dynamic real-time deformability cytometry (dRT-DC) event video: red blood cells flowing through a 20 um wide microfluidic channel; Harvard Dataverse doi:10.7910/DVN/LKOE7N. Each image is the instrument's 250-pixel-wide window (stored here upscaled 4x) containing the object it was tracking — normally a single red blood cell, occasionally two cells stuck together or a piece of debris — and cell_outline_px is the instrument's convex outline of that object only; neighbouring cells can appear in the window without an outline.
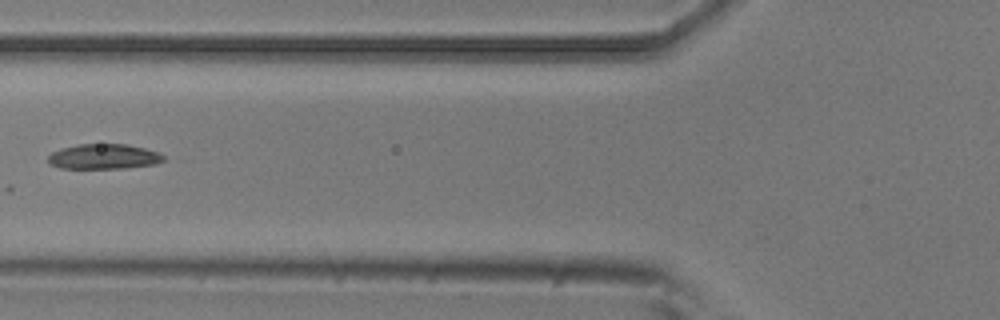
{"species": "common noctule bat (a hibernating species)", "species_latin": "Nyctalus noctula", "temperature_condition": "room temperature", "stored_images_in_passage": 8, "camera_frame_rate_fps": 3000, "um_per_image_px": 0.085, "animal": {"sex": "male", "body_mass_g": 20.5, "forearm_length_mm": 52.5}, "frame": {"image": 1, "passage_image": 7, "time_ms": 2.0, "image_size_px": [1000, 320], "cell_outline_px": [[164, 160], [156, 164], [128, 168], [60, 168], [52, 164], [48, 160], [48, 156], [52, 152], [60, 148], [80, 144], [128, 144], [160, 152], [164, 156]], "centroid_in_image_um": [8.86, 13.3], "position_along_channel_um": 116.9, "area_um2": 16.94}}
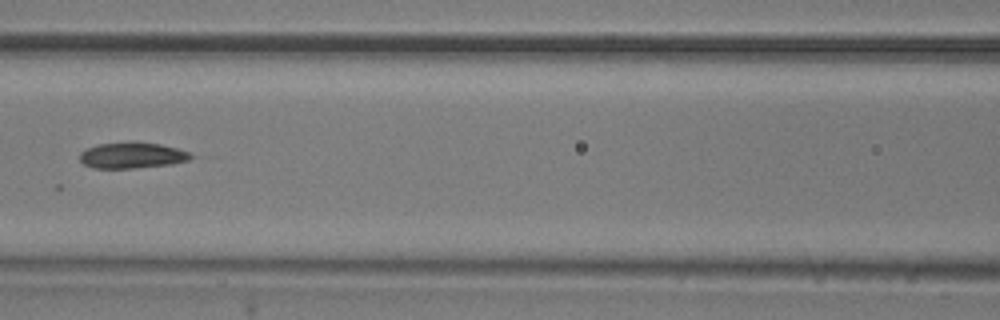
{"frame": {"image": 2, "passage_image": 8, "time_ms": 2.333, "image_size_px": [1000, 320], "cell_outline_px": [[192, 156], [188, 160], [172, 164], [132, 168], [92, 168], [84, 164], [80, 160], [80, 152], [96, 144], [160, 144], [176, 148], [188, 152]], "centroid_in_image_um": [11.19, 13.24], "position_along_channel_um": 155.4, "area_um2": 16.07}}